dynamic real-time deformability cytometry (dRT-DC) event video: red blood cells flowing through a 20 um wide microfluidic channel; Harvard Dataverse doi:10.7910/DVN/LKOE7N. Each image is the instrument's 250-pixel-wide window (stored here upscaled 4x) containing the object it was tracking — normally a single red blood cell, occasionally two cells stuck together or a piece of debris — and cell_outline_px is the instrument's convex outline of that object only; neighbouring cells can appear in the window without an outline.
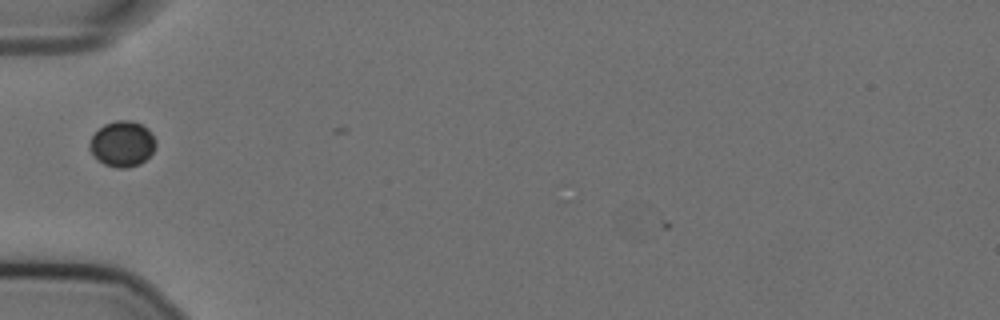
{"species": "Egyptian fruit bat (a non-hibernating species)", "species_latin": "Rousettus aegyptiacus", "temperature_condition": "cold", "stored_images_in_passage": 11, "camera_frame_rate_fps": 3000, "um_per_image_px": 0.085, "animal": {"sex": "female"}, "frame": {"image": 1, "passage_image": 2, "time_ms": 0.333, "image_size_px": [1000, 320], "cell_outline_px": [[156, 144], [152, 152], [140, 164], [128, 168], [116, 168], [104, 164], [88, 148], [88, 144], [92, 136], [104, 124], [116, 120], [132, 120], [148, 128], [152, 132], [156, 140]], "centroid_in_image_um": [10.41, 12.22], "position_along_channel_um": 74.6, "area_um2": 17.57}}
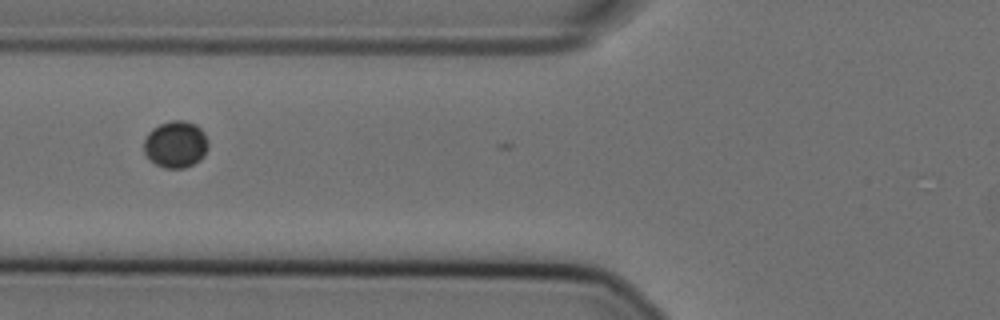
{"frame": {"image": 2, "passage_image": 5, "time_ms": 1.333, "image_size_px": [1000, 320], "cell_outline_px": [[208, 148], [204, 156], [200, 160], [184, 168], [164, 168], [156, 164], [144, 152], [144, 140], [148, 132], [152, 128], [160, 124], [172, 120], [184, 120], [196, 124], [204, 132], [208, 140]], "centroid_in_image_um": [14.95, 12.25], "position_along_channel_um": 110.8, "area_um2": 17.63}}
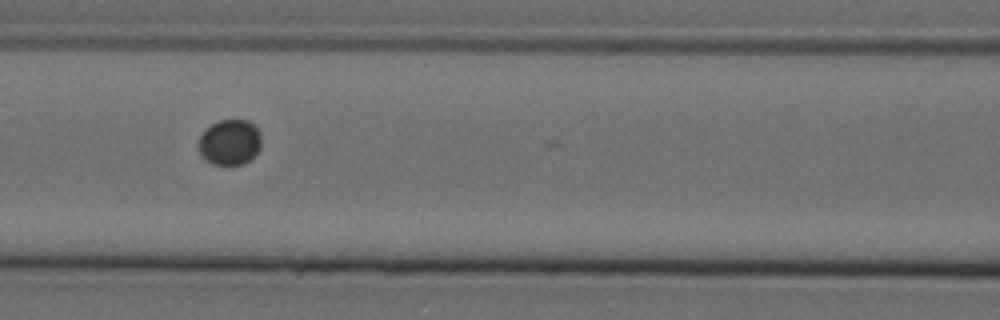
{"frame": {"image": 3, "passage_image": 8, "time_ms": 2.333, "image_size_px": [1000, 320], "cell_outline_px": [[260, 148], [244, 164], [232, 168], [212, 164], [200, 152], [196, 144], [204, 128], [220, 120], [248, 120], [260, 132]], "centroid_in_image_um": [19.49, 12.12], "position_along_channel_um": 147.1, "area_um2": 16.99}}